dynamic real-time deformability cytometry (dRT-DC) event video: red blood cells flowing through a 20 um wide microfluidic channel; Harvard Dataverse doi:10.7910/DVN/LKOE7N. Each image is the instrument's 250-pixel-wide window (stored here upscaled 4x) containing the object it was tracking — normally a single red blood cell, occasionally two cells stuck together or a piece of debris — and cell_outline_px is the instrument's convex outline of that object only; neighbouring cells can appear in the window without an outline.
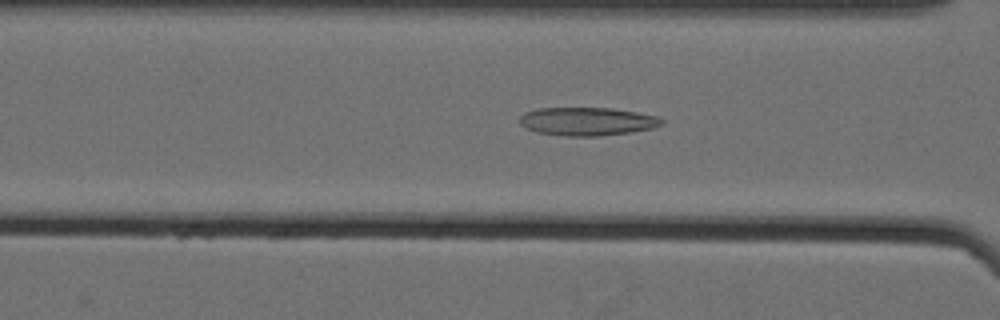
{"species": "Egyptian fruit bat (a non-hibernating species)", "species_latin": "Rousettus aegyptiacus", "temperature_condition": "cold", "stored_images_in_passage": 43, "camera_frame_rate_fps": 3000, "um_per_image_px": 0.085, "animal": {"sex": "female"}, "frame": {"image": 1, "passage_image": 11, "time_ms": 3.333, "image_size_px": [1000, 320], "cell_outline_px": [[664, 124], [652, 128], [628, 132], [600, 136], [564, 136], [536, 132], [524, 128], [520, 124], [520, 116], [524, 112], [536, 108], [612, 108], [636, 112], [656, 116], [664, 120]], "centroid_in_image_um": [49.87, 10.32], "position_along_channel_um": 116.7, "area_um2": 23.47}}
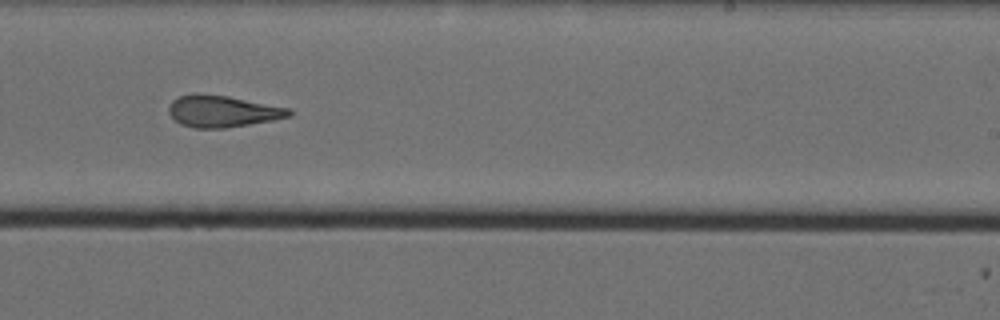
{"frame": {"image": 2, "passage_image": 24, "time_ms": 7.667, "image_size_px": [1000, 320], "cell_outline_px": [[292, 116], [272, 120], [224, 128], [192, 128], [180, 124], [168, 112], [168, 104], [172, 100], [180, 96], [196, 92], [228, 96], [288, 108], [292, 112]], "centroid_in_image_um": [18.86, 9.45], "position_along_channel_um": 270.1, "area_um2": 22.2}}
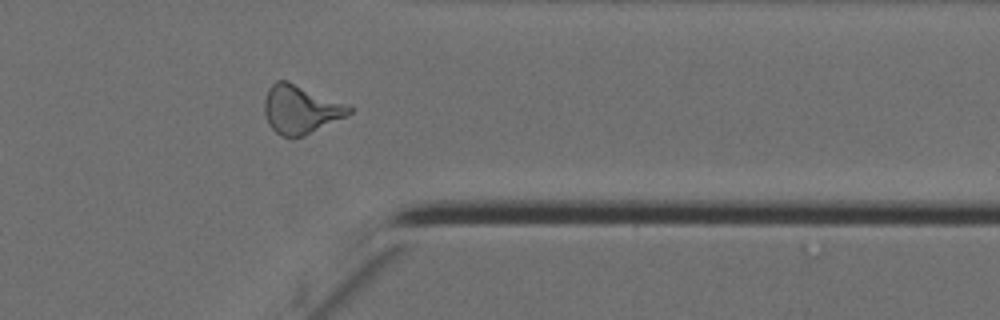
{"frame": {"image": 3, "passage_image": 34, "time_ms": 11.0, "image_size_px": [1000, 320], "cell_outline_px": [[352, 112], [304, 136], [280, 136], [268, 124], [264, 112], [264, 100], [268, 88], [276, 80], [288, 80], [352, 104]], "centroid_in_image_um": [25.56, 9.25], "position_along_channel_um": 385.8, "area_um2": 24.22}, "authors_computed_cell_mechanics": {"area_um2": 22.4842, "velocity_mm_per_s": 3.5391, "shape_relaxation_time_tau1_ms": null, "shape_relaxation_time_tau2_ms": 3.1681, "deformation_change_tau1": null, "deformation_change_tau2": 0.1344}}